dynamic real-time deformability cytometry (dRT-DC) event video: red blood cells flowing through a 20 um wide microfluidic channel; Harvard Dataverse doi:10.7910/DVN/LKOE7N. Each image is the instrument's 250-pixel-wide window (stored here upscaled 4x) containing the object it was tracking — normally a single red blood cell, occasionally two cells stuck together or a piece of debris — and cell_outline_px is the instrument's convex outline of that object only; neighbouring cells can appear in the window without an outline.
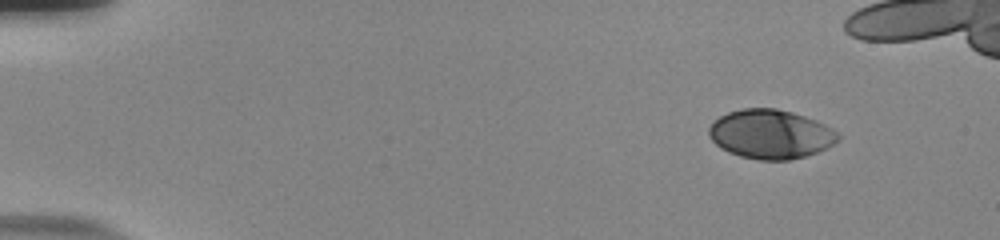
{"species": "human", "species_latin": "Homo sapiens", "temperature_condition": "room temperature", "stored_images_in_passage": 45, "camera_frame_rate_fps": 3000, "um_per_image_px": 0.085, "donor": {"sex": "male"}, "frame": {"image": 1, "passage_image": 1, "time_ms": 0.0, "image_size_px": [1000, 240], "cell_outline_px": [[840, 136], [832, 144], [816, 152], [804, 156], [788, 160], [760, 160], [740, 156], [728, 152], [720, 148], [708, 136], [708, 128], [720, 116], [728, 112], [744, 108], [776, 108], [792, 112], [816, 120], [832, 128]], "centroid_in_image_um": [65.46, 11.4], "position_along_channel_um": 19.5, "area_um2": 36.7}}
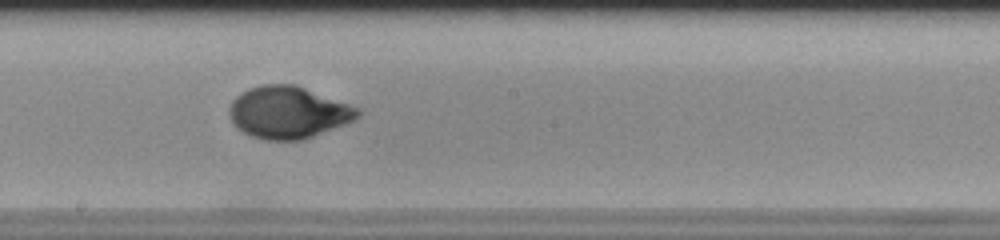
{"frame": {"image": 2, "passage_image": 27, "time_ms": 8.667, "image_size_px": [1000, 240], "cell_outline_px": [[360, 116], [344, 124], [304, 140], [264, 140], [252, 136], [244, 132], [232, 120], [228, 112], [232, 100], [236, 96], [248, 88], [260, 84], [292, 84], [304, 88], [360, 108]], "centroid_in_image_um": [24.49, 9.55], "position_along_channel_um": 223.7, "area_um2": 38.61}}
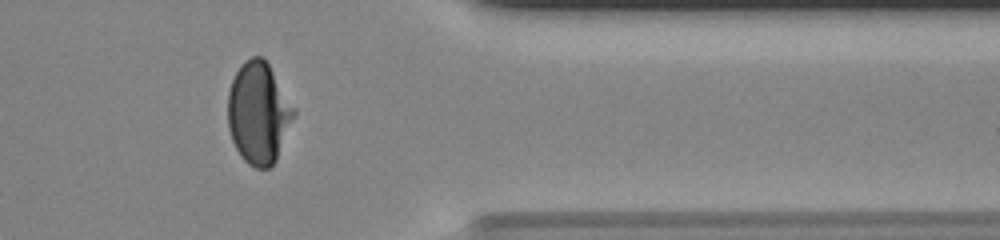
{"frame": {"image": 3, "passage_image": 41, "time_ms": 13.333, "image_size_px": [1000, 240], "cell_outline_px": [[296, 112], [276, 160], [268, 168], [256, 168], [248, 164], [240, 156], [232, 140], [228, 128], [228, 92], [232, 80], [240, 64], [244, 60], [252, 56], [264, 56], [296, 108]], "centroid_in_image_um": [21.98, 9.57], "position_along_channel_um": 389.4, "area_um2": 39.36}}